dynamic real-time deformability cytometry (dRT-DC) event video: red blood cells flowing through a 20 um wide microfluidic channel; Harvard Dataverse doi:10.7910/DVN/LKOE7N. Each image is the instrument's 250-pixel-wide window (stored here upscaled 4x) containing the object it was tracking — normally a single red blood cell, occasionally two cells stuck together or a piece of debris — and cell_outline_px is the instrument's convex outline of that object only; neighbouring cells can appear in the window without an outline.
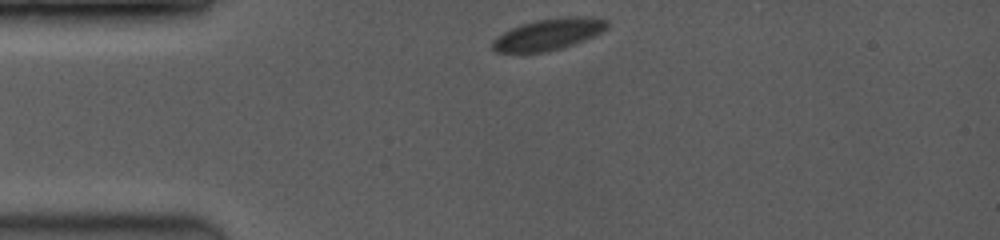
{"species": "common noctule bat (a hibernating species)", "species_latin": "Nyctalus noctula", "temperature_condition": "room temperature", "stored_images_in_passage": 21, "camera_frame_rate_fps": 3500, "um_per_image_px": 0.085, "animal": {"sex": "female", "body_mass_g": 19.0, "forearm_length_mm": 53.3}, "frame": {"image": 1, "passage_image": 1, "time_ms": 0.0, "image_size_px": [1000, 240], "cell_outline_px": [[608, 28], [584, 40], [560, 48], [544, 52], [496, 52], [492, 48], [492, 40], [496, 36], [520, 24], [536, 20], [564, 16], [584, 16], [608, 20]], "centroid_in_image_um": [46.6, 2.9], "position_along_channel_um": 38.4, "area_um2": 20.87}}
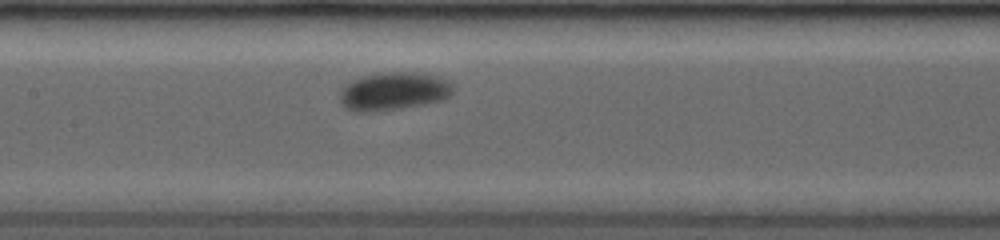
{"frame": {"image": 2, "passage_image": 8, "time_ms": 4.286, "image_size_px": [1000, 240], "cell_outline_px": [[452, 92], [444, 100], [424, 104], [400, 108], [364, 112], [352, 112], [344, 108], [340, 100], [340, 92], [352, 80], [364, 76], [380, 72], [416, 72], [436, 76], [452, 84]], "centroid_in_image_um": [33.43, 7.76], "position_along_channel_um": 174.0, "area_um2": 24.91}}
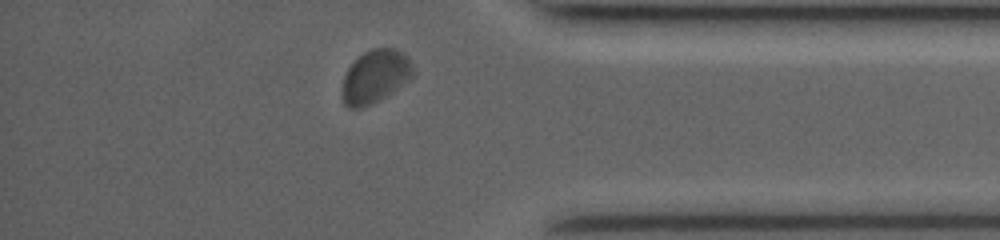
{"frame": {"image": 3, "passage_image": 19, "time_ms": 10.286, "image_size_px": [1000, 240], "cell_outline_px": [[416, 72], [408, 80], [372, 104], [364, 108], [348, 108], [344, 104], [344, 76], [348, 68], [364, 52], [372, 48], [396, 48], [404, 52], [408, 56]], "centroid_in_image_um": [31.93, 6.47], "position_along_channel_um": 403.3, "area_um2": 21.62}}